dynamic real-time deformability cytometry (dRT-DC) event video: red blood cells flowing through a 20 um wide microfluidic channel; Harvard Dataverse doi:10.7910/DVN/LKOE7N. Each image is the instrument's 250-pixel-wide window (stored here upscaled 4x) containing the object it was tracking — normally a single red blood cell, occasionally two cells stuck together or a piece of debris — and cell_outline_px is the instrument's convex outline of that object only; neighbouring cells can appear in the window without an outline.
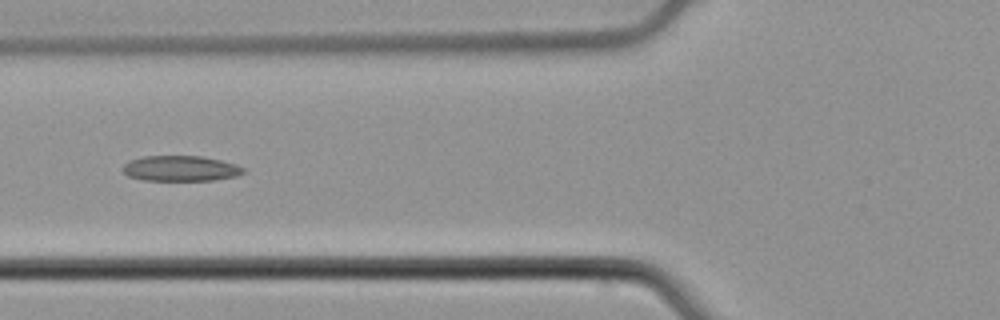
{"species": "common noctule bat (a hibernating species)", "species_latin": "Nyctalus noctula", "temperature_condition": "cold", "stored_images_in_passage": 5, "camera_frame_rate_fps": 3000, "um_per_image_px": 0.085, "animal": {"sex": "male", "body_mass_g": 21.5, "forearm_length_mm": 52.0}, "frame": {"image": 1, "passage_image": 5, "time_ms": 1.333, "image_size_px": [1000, 320], "cell_outline_px": [[244, 172], [236, 176], [212, 180], [144, 180], [128, 176], [124, 172], [124, 164], [128, 160], [144, 156], [200, 156], [220, 160], [236, 164], [244, 168]], "centroid_in_image_um": [15.34, 14.31], "position_along_channel_um": 110.5, "area_um2": 17.74}}